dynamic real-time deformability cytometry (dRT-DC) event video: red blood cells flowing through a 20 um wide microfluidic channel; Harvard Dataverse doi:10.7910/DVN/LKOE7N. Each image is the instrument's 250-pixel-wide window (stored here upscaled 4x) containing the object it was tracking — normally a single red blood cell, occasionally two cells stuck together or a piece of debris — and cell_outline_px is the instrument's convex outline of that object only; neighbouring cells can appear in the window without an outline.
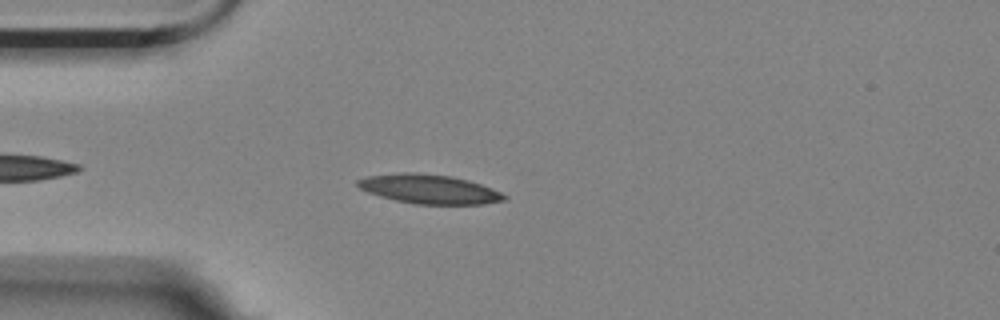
{"species": "Egyptian fruit bat (a non-hibernating species)", "species_latin": "Rousettus aegyptiacus", "temperature_condition": "room temperature", "stored_images_in_passage": 32, "camera_frame_rate_fps": 3000, "um_per_image_px": 0.085, "animal": {"sex": "female"}, "frame": {"image": 1, "passage_image": 6, "time_ms": 1.667, "image_size_px": [1000, 320], "cell_outline_px": [[508, 200], [484, 204], [416, 204], [396, 200], [380, 196], [368, 192], [360, 188], [356, 184], [356, 180], [364, 176], [400, 172], [416, 172], [452, 176], [468, 180], [492, 188], [508, 196]], "centroid_in_image_um": [36.48, 16.06], "position_along_channel_um": 48.5, "area_um2": 25.14}}
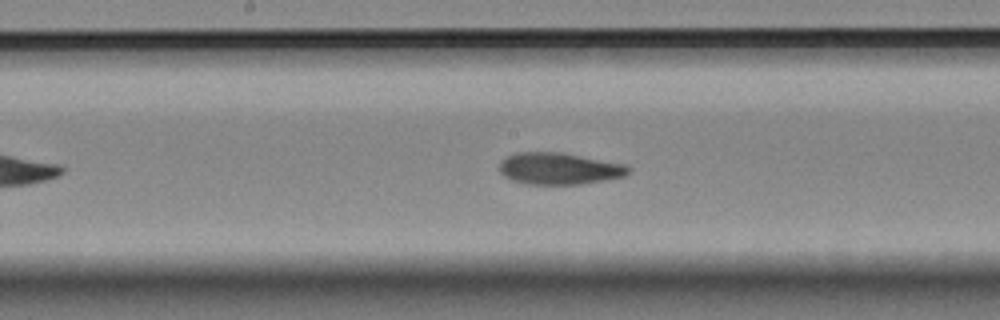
{"frame": {"image": 2, "passage_image": 20, "time_ms": 6.333, "image_size_px": [1000, 320], "cell_outline_px": [[632, 172], [624, 176], [604, 180], [580, 184], [524, 184], [512, 180], [504, 176], [500, 172], [500, 164], [508, 156], [516, 152], [564, 152], [628, 164], [632, 168]], "centroid_in_image_um": [47.6, 14.32], "position_along_channel_um": 200.6, "area_um2": 24.16}}
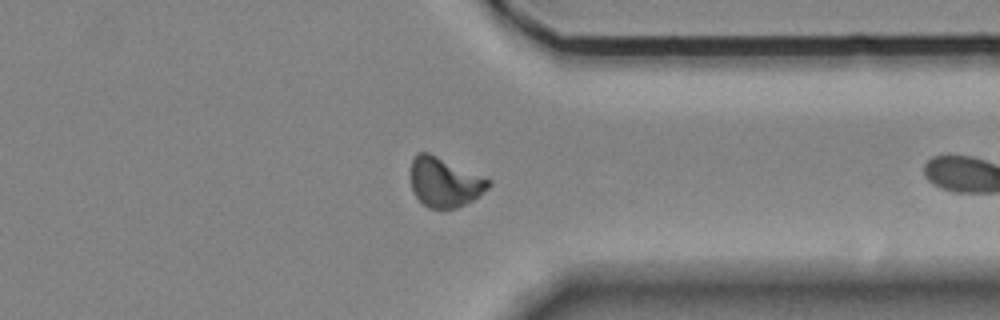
{"frame": {"image": 3, "passage_image": 31, "time_ms": 10.0, "image_size_px": [1000, 320], "cell_outline_px": [[492, 184], [488, 188], [472, 200], [456, 208], [428, 208], [416, 196], [412, 188], [412, 160], [416, 152], [428, 152], [492, 180]], "centroid_in_image_um": [37.8, 15.48], "position_along_channel_um": 373.6, "area_um2": 22.08}}